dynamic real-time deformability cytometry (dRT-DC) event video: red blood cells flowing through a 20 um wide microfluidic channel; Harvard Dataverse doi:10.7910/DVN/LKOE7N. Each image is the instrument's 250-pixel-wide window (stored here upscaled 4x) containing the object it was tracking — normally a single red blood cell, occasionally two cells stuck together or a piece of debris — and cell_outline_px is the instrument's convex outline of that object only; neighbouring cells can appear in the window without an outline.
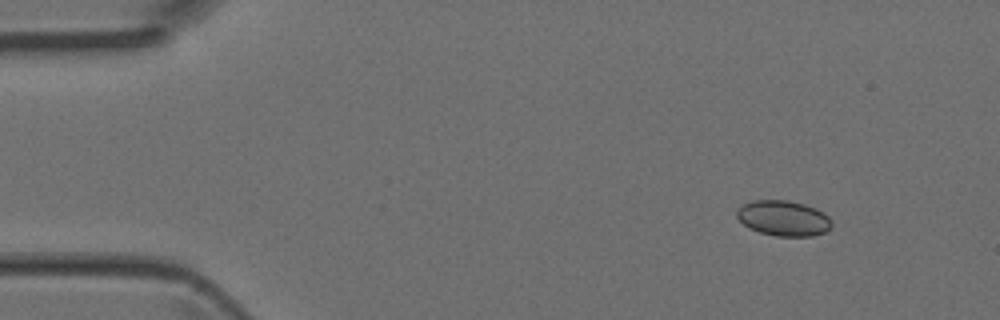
{"species": "Egyptian fruit bat (a non-hibernating species)", "species_latin": "Rousettus aegyptiacus", "temperature_condition": "room temperature", "stored_images_in_passage": 11, "segment_of_instrument_passage": [2, 2], "camera_frame_rate_fps": 3000, "um_per_image_px": 0.085, "animal": {"sex": "female"}, "frame": {"image": 1, "passage_image": 11, "time_ms": 3.333, "image_size_px": [1000, 320], "cell_outline_px": [[832, 224], [824, 232], [812, 236], [776, 236], [760, 232], [748, 228], [736, 216], [736, 212], [744, 204], [752, 200], [788, 200], [804, 204], [816, 208], [824, 212], [832, 220]], "centroid_in_image_um": [66.6, 18.54], "position_along_channel_um": 18.4, "area_um2": 19.54}}